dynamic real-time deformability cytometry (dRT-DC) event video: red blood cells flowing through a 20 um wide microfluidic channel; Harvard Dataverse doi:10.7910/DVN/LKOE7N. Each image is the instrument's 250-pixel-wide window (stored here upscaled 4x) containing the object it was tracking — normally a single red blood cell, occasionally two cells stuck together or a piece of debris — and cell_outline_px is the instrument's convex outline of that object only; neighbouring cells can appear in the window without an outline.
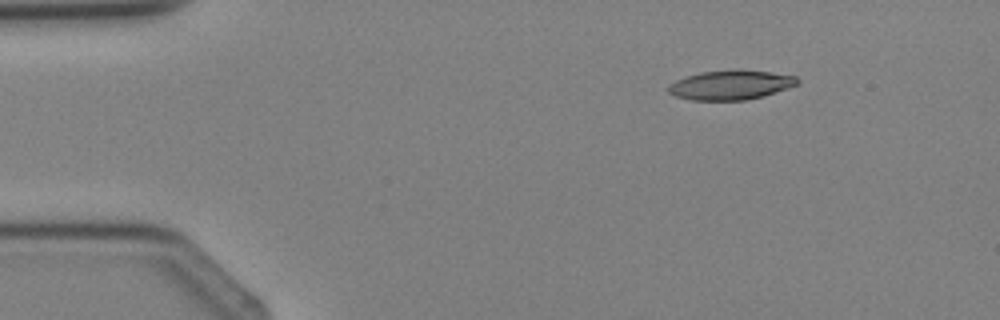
{"species": "Egyptian fruit bat (a non-hibernating species)", "species_latin": "Rousettus aegyptiacus", "temperature_condition": "cold", "stored_images_in_passage": 3, "camera_frame_rate_fps": 3000, "um_per_image_px": 0.085, "animal": {"sex": "female"}, "frame": {"image": 1, "passage_image": 2, "time_ms": 1.333, "image_size_px": [1000, 320], "cell_outline_px": [[800, 84], [764, 96], [744, 100], [692, 100], [676, 96], [668, 92], [668, 84], [676, 80], [700, 72], [736, 68], [740, 68], [796, 76], [800, 80]], "centroid_in_image_um": [62.13, 7.2], "position_along_channel_um": 22.9, "area_um2": 22.43}}